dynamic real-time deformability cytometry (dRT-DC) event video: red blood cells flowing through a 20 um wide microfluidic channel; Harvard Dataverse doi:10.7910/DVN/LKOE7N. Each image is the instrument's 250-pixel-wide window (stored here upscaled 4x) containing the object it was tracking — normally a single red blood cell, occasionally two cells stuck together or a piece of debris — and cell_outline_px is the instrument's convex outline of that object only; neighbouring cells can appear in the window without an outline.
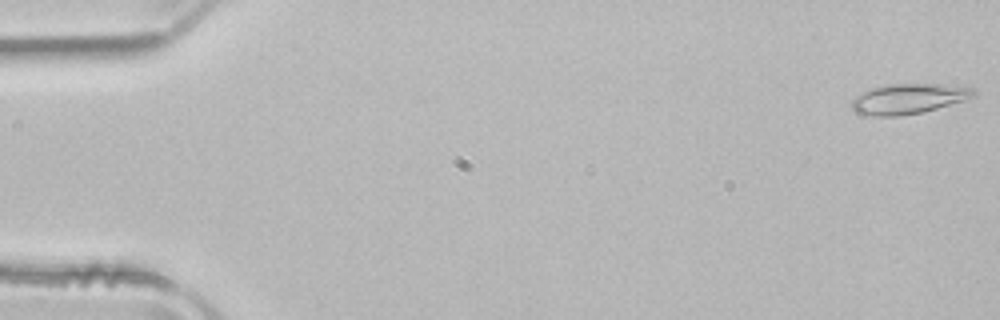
{"species": "common noctule bat (a hibernating species)", "species_latin": "Nyctalus noctula", "temperature_condition": "room temperature", "stored_images_in_passage": 51, "camera_frame_rate_fps": 3000, "um_per_image_px": 0.085, "animal": {"sex": "male", "body_mass_g": 21.5, "forearm_length_mm": 52.0}, "frame": {"image": 1, "passage_image": 1, "time_ms": 0.0, "image_size_px": [1000, 320], "cell_outline_px": [[976, 96], [964, 100], [924, 112], [900, 116], [872, 116], [856, 112], [852, 108], [852, 100], [856, 96], [872, 88], [888, 84], [940, 84], [976, 88]], "centroid_in_image_um": [77.25, 8.4], "position_along_channel_um": 7.7, "area_um2": 21.39}}
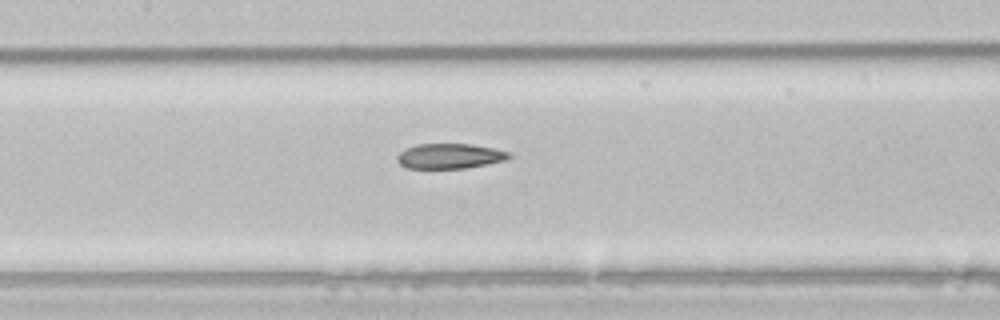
{"frame": {"image": 2, "passage_image": 24, "time_ms": 7.667, "image_size_px": [1000, 320], "cell_outline_px": [[512, 156], [504, 160], [488, 164], [464, 168], [408, 168], [400, 164], [396, 160], [396, 156], [404, 148], [416, 144], [472, 144], [492, 148], [508, 152]], "centroid_in_image_um": [38.18, 13.26], "position_along_channel_um": 169.2, "area_um2": 16.3}}
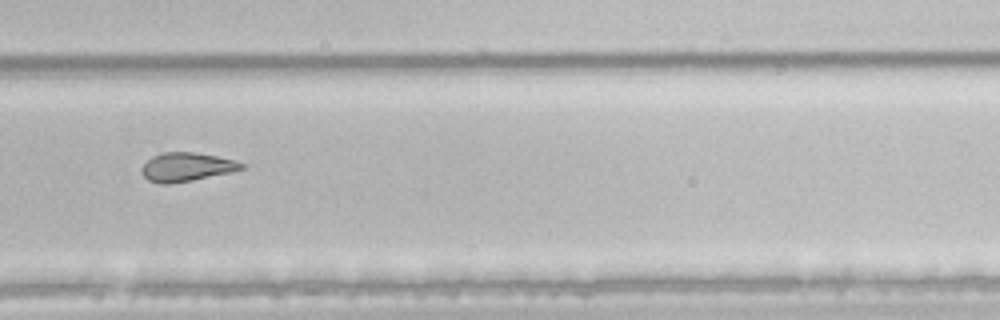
{"frame": {"image": 3, "passage_image": 35, "time_ms": 11.333, "image_size_px": [1000, 320], "cell_outline_px": [[244, 168], [232, 172], [172, 184], [160, 184], [148, 180], [140, 172], [140, 168], [152, 156], [164, 152], [192, 152], [216, 156], [236, 160], [244, 164]], "centroid_in_image_um": [15.84, 14.2], "position_along_channel_um": 314.0, "area_um2": 16.76}, "authors_computed_cell_mechanics": {"area_um2": 19.3052, "velocity_mm_per_s": 3.9627, "shape_relaxation_time_tau1_ms": 9.8759, "shape_relaxation_time_tau2_ms": 4.3251, "deformation_change_tau1": 0.2122, "deformation_change_tau2": 0.1229}}